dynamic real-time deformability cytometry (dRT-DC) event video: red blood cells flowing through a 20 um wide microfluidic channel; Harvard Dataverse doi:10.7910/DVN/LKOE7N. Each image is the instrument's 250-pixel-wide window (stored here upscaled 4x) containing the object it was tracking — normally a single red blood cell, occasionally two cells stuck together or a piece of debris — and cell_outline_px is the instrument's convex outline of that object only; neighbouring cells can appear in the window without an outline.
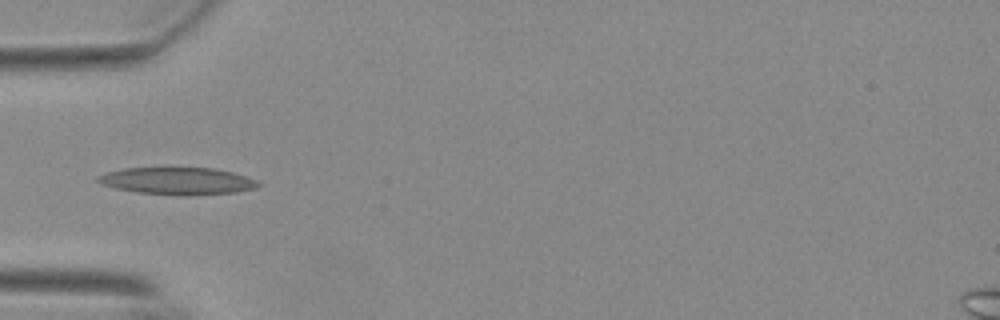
{"species": "Egyptian fruit bat (a non-hibernating species)", "species_latin": "Rousettus aegyptiacus", "temperature_condition": "warm", "stored_images_in_passage": 6, "camera_frame_rate_fps": 3000, "um_per_image_px": 0.085, "animal": {"sex": "female"}, "frame": {"image": 1, "passage_image": 1, "time_ms": 0.0, "image_size_px": [1000, 320], "cell_outline_px": [[260, 184], [256, 188], [236, 192], [188, 196], [184, 196], [136, 192], [116, 188], [104, 184], [96, 180], [96, 176], [108, 172], [124, 168], [212, 168], [232, 172], [256, 180]], "centroid_in_image_um": [15.09, 15.39], "position_along_channel_um": 69.9, "area_um2": 25.26}}